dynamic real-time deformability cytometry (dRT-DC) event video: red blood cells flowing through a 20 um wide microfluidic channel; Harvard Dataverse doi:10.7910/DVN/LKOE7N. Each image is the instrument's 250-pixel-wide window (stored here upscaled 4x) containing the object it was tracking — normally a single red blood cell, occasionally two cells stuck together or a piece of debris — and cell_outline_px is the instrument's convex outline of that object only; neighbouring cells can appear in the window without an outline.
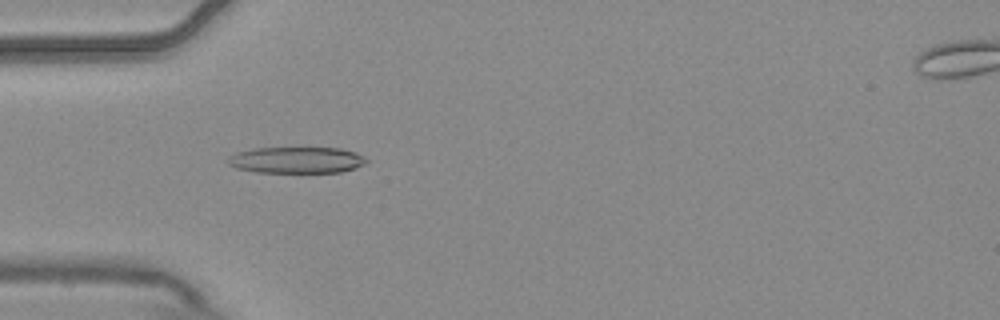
{"species": "common noctule bat (a hibernating species)", "species_latin": "Nyctalus noctula", "temperature_condition": "warm", "stored_images_in_passage": 8, "camera_frame_rate_fps": 3000, "um_per_image_px": 0.085, "animal": {"sex": "male", "body_mass_g": 20.4}, "frame": {"image": 1, "passage_image": 5, "time_ms": 1.333, "image_size_px": [1000, 320], "cell_outline_px": [[368, 160], [364, 164], [356, 168], [340, 172], [256, 172], [236, 168], [228, 164], [228, 156], [236, 152], [252, 148], [340, 148], [356, 152], [364, 156]], "centroid_in_image_um": [25.2, 13.6], "position_along_channel_um": 59.8, "area_um2": 21.33}}
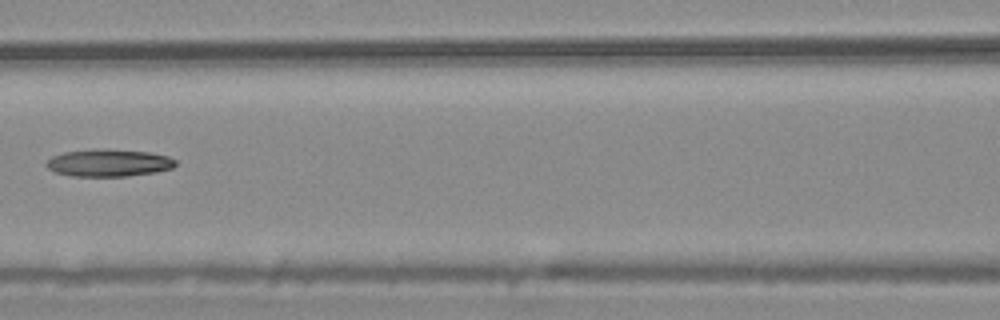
{"frame": {"image": 2, "passage_image": 7, "time_ms": 2.0, "image_size_px": [1000, 320], "cell_outline_px": [[176, 164], [172, 168], [156, 172], [128, 176], [72, 176], [56, 172], [48, 168], [44, 164], [52, 156], [64, 152], [96, 148], [148, 152], [168, 156], [176, 160]], "centroid_in_image_um": [9.23, 13.84], "position_along_channel_um": 157.4, "area_um2": 20.58}}
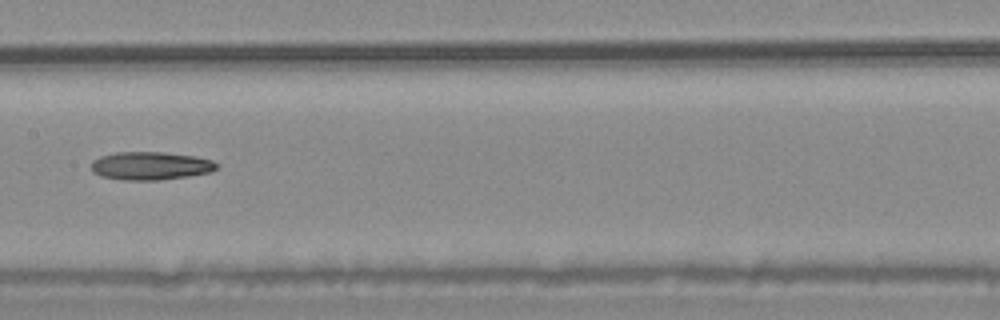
{"frame": {"image": 3, "passage_image": 8, "time_ms": 2.333, "image_size_px": [1000, 320], "cell_outline_px": [[220, 164], [212, 172], [188, 176], [160, 180], [124, 180], [100, 176], [92, 172], [92, 160], [100, 156], [116, 152], [164, 152], [192, 156], [212, 160]], "centroid_in_image_um": [12.79, 14.1], "position_along_channel_um": 194.6, "area_um2": 20.63}}